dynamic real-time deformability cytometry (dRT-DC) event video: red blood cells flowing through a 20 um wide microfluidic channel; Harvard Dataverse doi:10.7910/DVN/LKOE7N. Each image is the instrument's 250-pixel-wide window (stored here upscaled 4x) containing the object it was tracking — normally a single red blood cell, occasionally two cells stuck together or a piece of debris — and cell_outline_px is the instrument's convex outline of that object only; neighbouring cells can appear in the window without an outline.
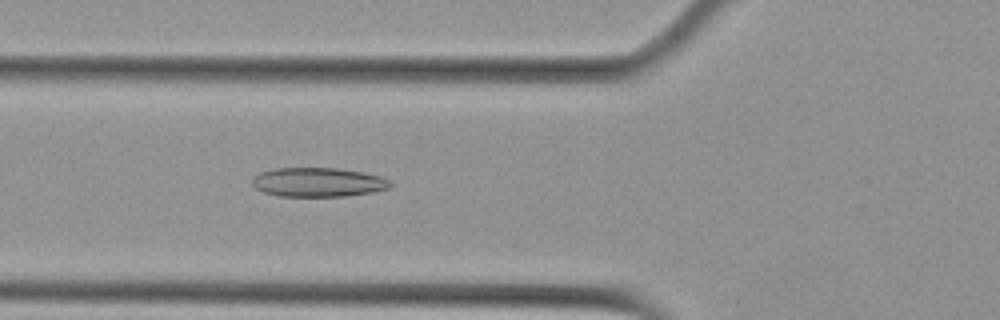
{"species": "Egyptian fruit bat (a non-hibernating species)", "species_latin": "Rousettus aegyptiacus", "temperature_condition": "cold", "stored_images_in_passage": 54, "camera_frame_rate_fps": 3000, "um_per_image_px": 0.085, "animal": {"sex": "female"}, "frame": {"image": 1, "passage_image": 20, "time_ms": 6.333, "image_size_px": [1000, 320], "cell_outline_px": [[392, 184], [388, 188], [372, 192], [344, 196], [280, 196], [264, 192], [256, 188], [252, 184], [252, 176], [260, 172], [276, 168], [336, 168], [364, 172], [380, 176], [388, 180]], "centroid_in_image_um": [27.01, 15.48], "position_along_channel_um": 98.8, "area_um2": 23.41}}
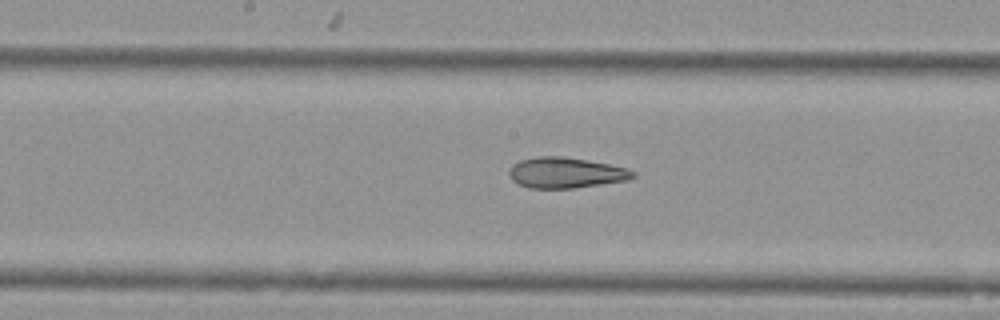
{"frame": {"image": 2, "passage_image": 28, "time_ms": 9.0, "image_size_px": [1000, 320], "cell_outline_px": [[636, 176], [628, 180], [572, 188], [528, 188], [512, 180], [508, 172], [512, 164], [520, 160], [536, 156], [564, 156], [588, 160], [608, 164], [624, 168], [636, 172]], "centroid_in_image_um": [48.06, 14.67], "position_along_channel_um": 200.1, "area_um2": 22.08}}
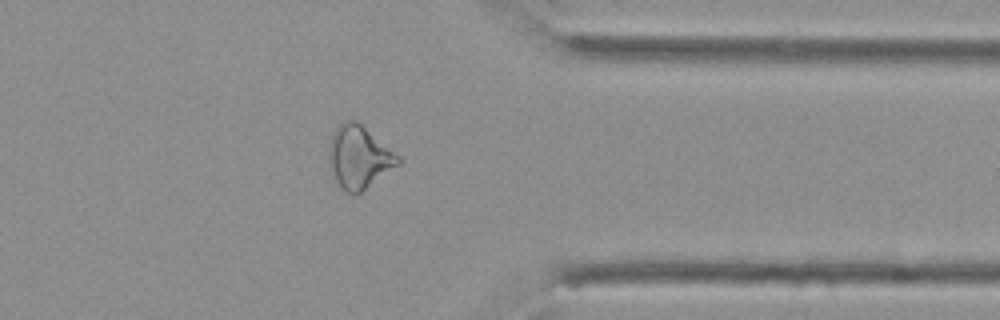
{"frame": {"image": 3, "passage_image": 43, "time_ms": 14.0, "image_size_px": [1000, 320], "cell_outline_px": [[400, 164], [360, 192], [344, 192], [340, 188], [328, 164], [328, 148], [332, 132], [344, 120], [356, 120], [400, 156]], "centroid_in_image_um": [30.49, 13.33], "position_along_channel_um": 380.9, "area_um2": 25.14}, "authors_computed_cell_mechanics": {"area_um2": 25.8366, "velocity_mm_per_s": 3.7842, "shape_relaxation_time_tau1_ms": null, "shape_relaxation_time_tau2_ms": 4.592, "deformation_change_tau1": null, "deformation_change_tau2": 0.1397}}